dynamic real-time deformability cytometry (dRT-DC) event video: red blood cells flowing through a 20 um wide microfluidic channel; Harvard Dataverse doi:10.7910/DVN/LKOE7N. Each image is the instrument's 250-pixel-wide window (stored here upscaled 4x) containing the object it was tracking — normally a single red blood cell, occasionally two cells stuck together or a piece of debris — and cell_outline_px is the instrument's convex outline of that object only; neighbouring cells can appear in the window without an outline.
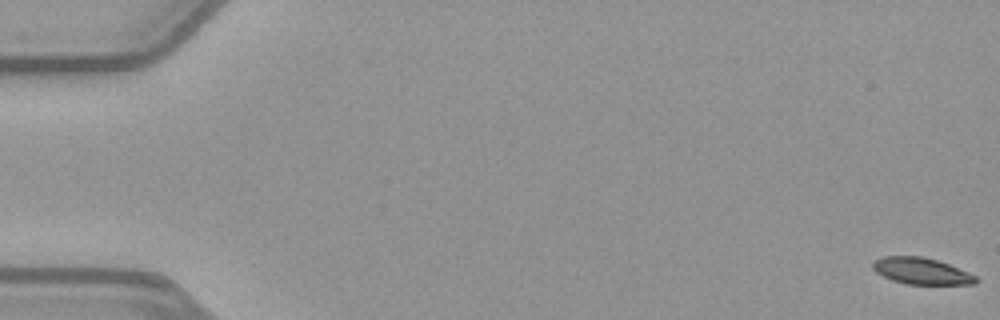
{"species": "common noctule bat (a hibernating species)", "species_latin": "Nyctalus noctula", "temperature_condition": "warm", "stored_images_in_passage": 53, "camera_frame_rate_fps": 3000, "um_per_image_px": 0.085, "animal": {"sex": "female", "body_mass_g": 21.9}, "frame": {"image": 1, "passage_image": 1, "time_ms": 0.0, "image_size_px": [1000, 320], "cell_outline_px": [[980, 280], [976, 284], [908, 284], [892, 280], [876, 272], [872, 268], [872, 260], [884, 256], [920, 256], [936, 260], [948, 264], [968, 272], [976, 276]], "centroid_in_image_um": [78.31, 23.04], "position_along_channel_um": 6.7, "area_um2": 15.9}}
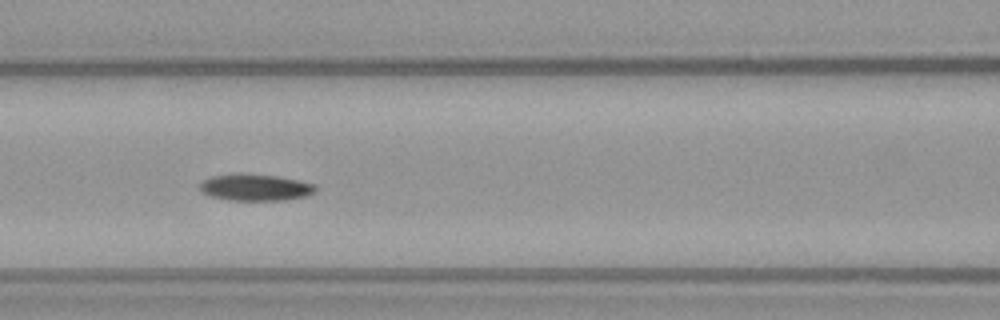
{"frame": {"image": 2, "passage_image": 24, "time_ms": 7.667, "image_size_px": [1000, 320], "cell_outline_px": [[316, 192], [304, 196], [284, 200], [228, 200], [212, 196], [200, 192], [200, 184], [204, 180], [212, 176], [236, 172], [244, 172], [276, 176], [300, 180], [316, 184]], "centroid_in_image_um": [21.7, 15.9], "position_along_channel_um": 144.9, "area_um2": 18.26}}
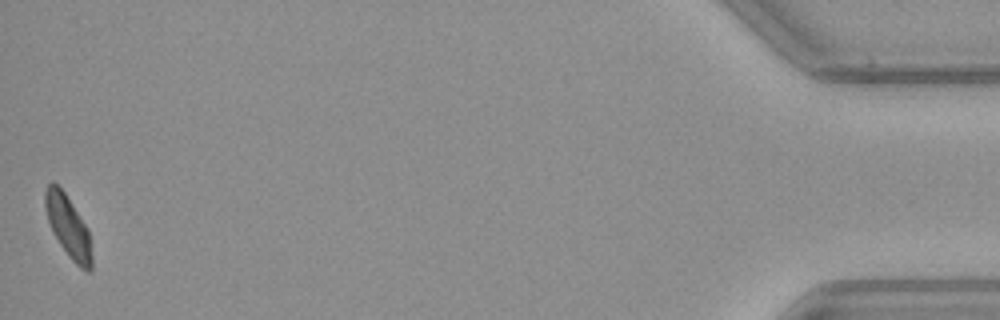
{"frame": {"image": 3, "passage_image": 53, "time_ms": 17.333, "image_size_px": [1000, 320], "cell_outline_px": [[92, 268], [88, 272], [80, 268], [68, 256], [52, 232], [48, 220], [44, 204], [44, 192], [48, 184], [52, 180], [64, 192], [88, 228], [92, 256]], "centroid_in_image_um": [5.79, 19.26], "position_along_channel_um": 429.4, "area_um2": 16.76}}